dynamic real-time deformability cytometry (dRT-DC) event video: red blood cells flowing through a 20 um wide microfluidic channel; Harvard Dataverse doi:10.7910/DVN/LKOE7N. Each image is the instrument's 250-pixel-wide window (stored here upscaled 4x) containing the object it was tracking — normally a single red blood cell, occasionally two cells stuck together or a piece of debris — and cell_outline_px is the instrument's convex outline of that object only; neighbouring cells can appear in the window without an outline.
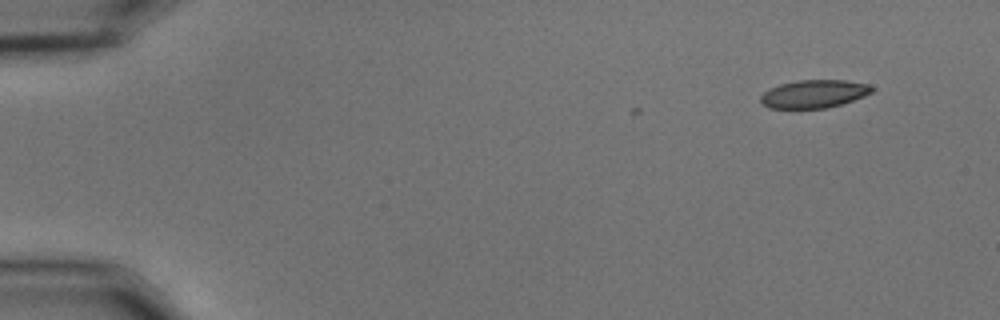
{"species": "common noctule bat (a hibernating species)", "species_latin": "Nyctalus noctula", "temperature_condition": "cold", "stored_images_in_passage": 3, "camera_frame_rate_fps": 3000, "um_per_image_px": 0.085, "animal": {"sex": "male", "body_mass_g": 15.6}, "frame": {"image": 1, "passage_image": 3, "time_ms": 0.667, "image_size_px": [1000, 320], "cell_outline_px": [[876, 88], [872, 92], [864, 96], [840, 104], [824, 108], [768, 108], [760, 104], [760, 96], [764, 92], [780, 84], [796, 80], [844, 80], [868, 84]], "centroid_in_image_um": [69.17, 7.98], "position_along_channel_um": 15.8, "area_um2": 18.15}}